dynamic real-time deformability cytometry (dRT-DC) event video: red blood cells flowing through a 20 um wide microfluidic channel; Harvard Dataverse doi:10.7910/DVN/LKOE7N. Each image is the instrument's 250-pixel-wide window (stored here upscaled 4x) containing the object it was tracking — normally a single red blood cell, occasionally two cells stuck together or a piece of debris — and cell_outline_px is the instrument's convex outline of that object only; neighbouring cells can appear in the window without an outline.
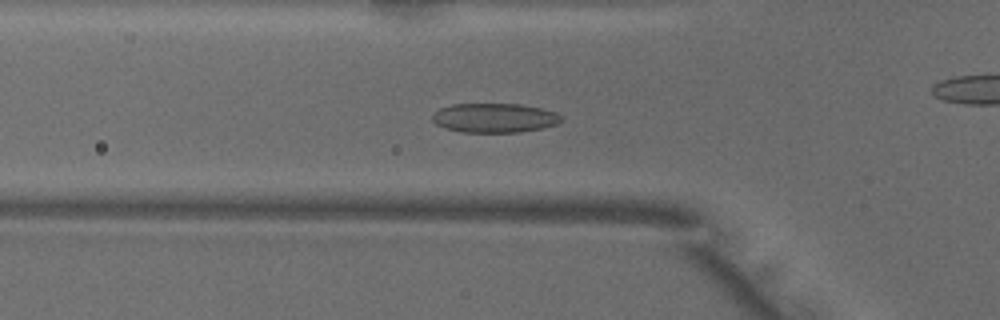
{"species": "common noctule bat (a hibernating species)", "species_latin": "Nyctalus noctula", "temperature_condition": "warm", "stored_images_in_passage": 49, "camera_frame_rate_fps": 3000, "um_per_image_px": 0.085, "animal": {"sex": "male", "body_mass_g": 18.8}, "frame": {"image": 1, "passage_image": 15, "time_ms": 4.667, "image_size_px": [1000, 320], "cell_outline_px": [[564, 120], [556, 124], [544, 128], [520, 132], [464, 132], [444, 128], [436, 124], [432, 120], [432, 112], [440, 108], [452, 104], [520, 104], [540, 108], [556, 112]], "centroid_in_image_um": [42.02, 10.02], "position_along_channel_um": 83.8, "area_um2": 22.14}}
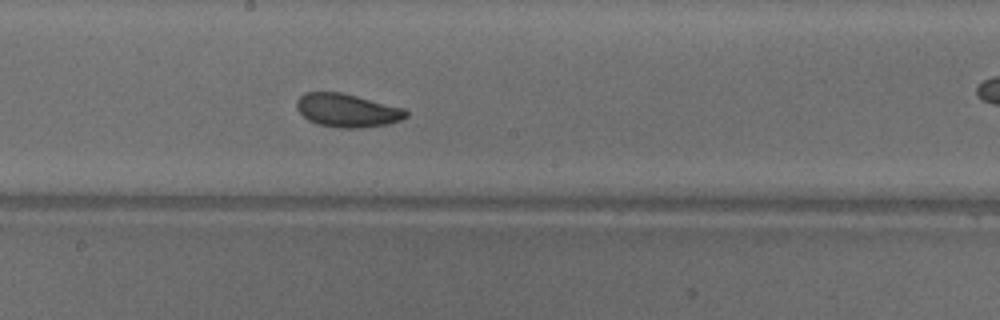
{"frame": {"image": 2, "passage_image": 25, "time_ms": 8.0, "image_size_px": [1000, 320], "cell_outline_px": [[408, 116], [400, 120], [388, 124], [360, 128], [340, 128], [316, 124], [308, 120], [296, 108], [296, 100], [304, 92], [340, 92], [404, 108], [408, 112]], "centroid_in_image_um": [29.49, 9.39], "position_along_channel_um": 218.7, "area_um2": 21.27}}
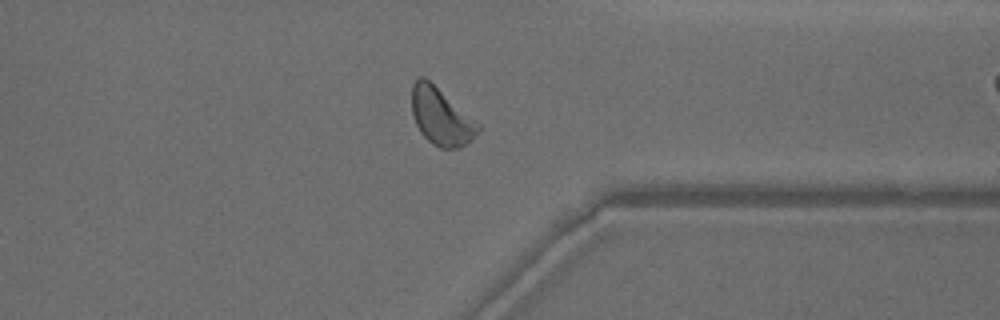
{"frame": {"image": 3, "passage_image": 37, "time_ms": 12.0, "image_size_px": [1000, 320], "cell_outline_px": [[480, 132], [472, 140], [460, 148], [440, 148], [432, 144], [420, 132], [416, 124], [412, 112], [412, 84], [420, 76], [424, 76], [480, 124]], "centroid_in_image_um": [37.5, 9.93], "position_along_channel_um": 373.9, "area_um2": 21.96}, "authors_computed_cell_mechanics": {"area_um2": 21.7328, "velocity_mm_per_s": 4.0288, "shape_relaxation_time_tau1_ms": 2.5285, "shape_relaxation_time_tau2_ms": 1.7302, "deformation_change_tau1": 0.102, "deformation_change_tau2": 0.0712}}